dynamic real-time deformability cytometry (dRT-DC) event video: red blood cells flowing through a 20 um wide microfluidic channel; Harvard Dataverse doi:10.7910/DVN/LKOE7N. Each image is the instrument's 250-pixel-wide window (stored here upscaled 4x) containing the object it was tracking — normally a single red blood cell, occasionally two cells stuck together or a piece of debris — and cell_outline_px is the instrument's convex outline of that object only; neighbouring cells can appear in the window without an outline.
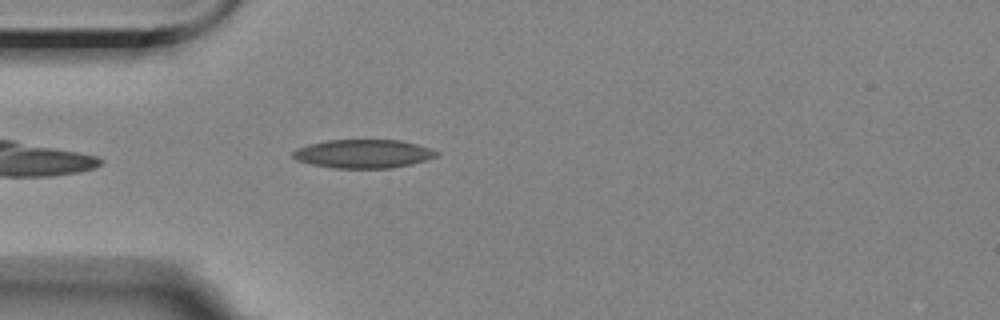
{"species": "Egyptian fruit bat (a non-hibernating species)", "species_latin": "Rousettus aegyptiacus", "temperature_condition": "room temperature", "stored_images_in_passage": 47, "camera_frame_rate_fps": 3000, "um_per_image_px": 0.085, "animal": {"sex": "female"}, "frame": {"image": 1, "passage_image": 6, "time_ms": 1.667, "image_size_px": [1000, 320], "cell_outline_px": [[436, 156], [424, 160], [392, 168], [332, 168], [312, 164], [296, 160], [292, 156], [292, 152], [296, 148], [308, 144], [328, 140], [400, 140], [416, 144], [428, 148], [436, 152]], "centroid_in_image_um": [30.79, 13.07], "position_along_channel_um": 54.2, "area_um2": 23.64}}
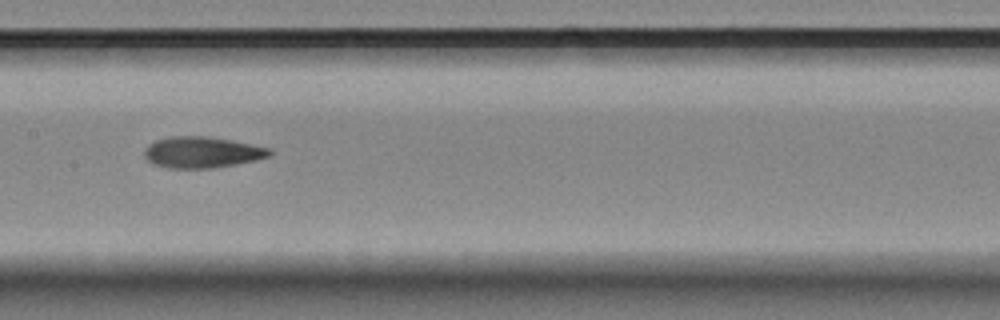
{"frame": {"image": 2, "passage_image": 18, "time_ms": 5.667, "image_size_px": [1000, 320], "cell_outline_px": [[272, 152], [268, 156], [252, 160], [212, 168], [168, 168], [152, 164], [144, 156], [144, 148], [148, 144], [156, 140], [168, 136], [208, 136], [232, 140], [268, 148]], "centroid_in_image_um": [17.08, 12.93], "position_along_channel_um": 190.3, "area_um2": 22.54}}
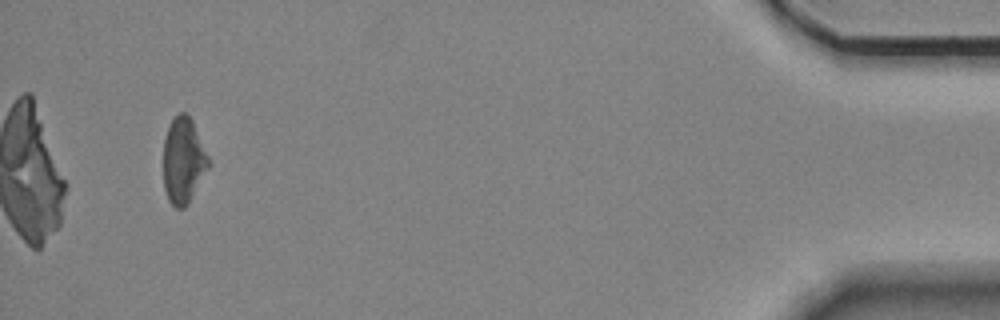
{"frame": {"image": 3, "passage_image": 44, "time_ms": 14.333, "image_size_px": [1000, 320], "cell_outline_px": [[212, 164], [188, 204], [184, 208], [176, 208], [168, 200], [164, 188], [164, 140], [168, 128], [172, 120], [180, 112], [184, 112], [192, 120]], "centroid_in_image_um": [15.61, 13.68], "position_along_channel_um": 419.6, "area_um2": 22.66}, "authors_computed_cell_mechanics": {"area_um2": 23.0044, "velocity_mm_per_s": 3.5144, "shape_relaxation_time_tau1_ms": 6.7036, "shape_relaxation_time_tau2_ms": 4.2946, "deformation_change_tau1": 0.1394, "deformation_change_tau2": 0.1277}}